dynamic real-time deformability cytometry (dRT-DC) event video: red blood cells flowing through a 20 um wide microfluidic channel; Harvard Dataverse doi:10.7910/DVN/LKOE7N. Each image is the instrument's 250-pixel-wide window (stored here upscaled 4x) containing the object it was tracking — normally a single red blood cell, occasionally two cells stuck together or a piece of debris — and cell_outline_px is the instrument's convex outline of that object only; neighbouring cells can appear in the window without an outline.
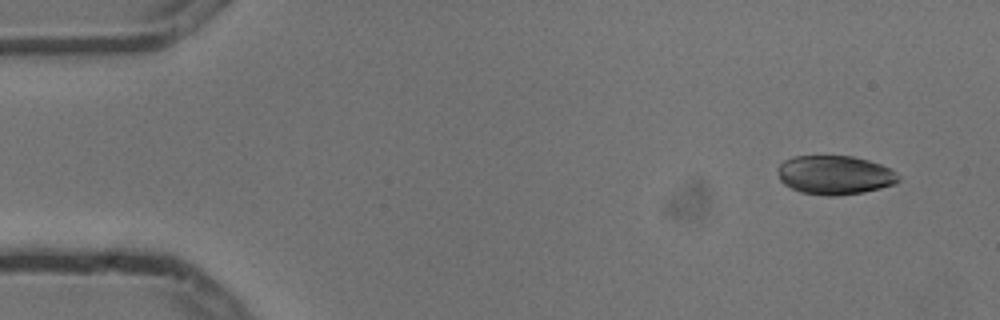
{"species": "common noctule bat (a hibernating species)", "species_latin": "Nyctalus noctula", "temperature_condition": "cold", "stored_images_in_passage": 6, "camera_frame_rate_fps": 3000, "um_per_image_px": 0.085, "animal": {"sex": "male", "body_mass_g": 13.3}, "frame": {"image": 1, "passage_image": 1, "time_ms": 0.0, "image_size_px": [1000, 320], "cell_outline_px": [[900, 180], [896, 184], [864, 192], [836, 196], [828, 196], [800, 192], [784, 184], [780, 180], [776, 168], [784, 160], [792, 156], [852, 156], [868, 160], [880, 164], [896, 172], [900, 176]], "centroid_in_image_um": [70.95, 14.88], "position_along_channel_um": 14.1, "area_um2": 27.57}}
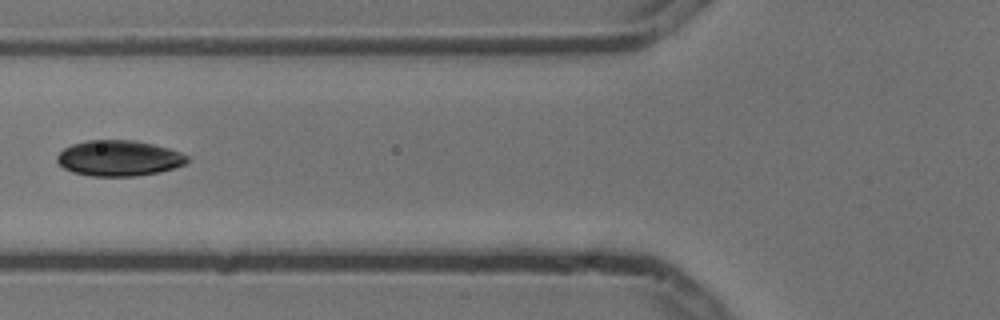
{"frame": {"image": 2, "passage_image": 5, "time_ms": 1.333, "image_size_px": [1000, 320], "cell_outline_px": [[188, 160], [184, 164], [160, 172], [136, 176], [92, 176], [72, 172], [64, 168], [56, 160], [56, 156], [64, 148], [72, 144], [88, 140], [132, 140], [152, 144], [168, 148], [180, 152], [188, 156]], "centroid_in_image_um": [10.08, 13.45], "position_along_channel_um": 115.7, "area_um2": 26.93}}
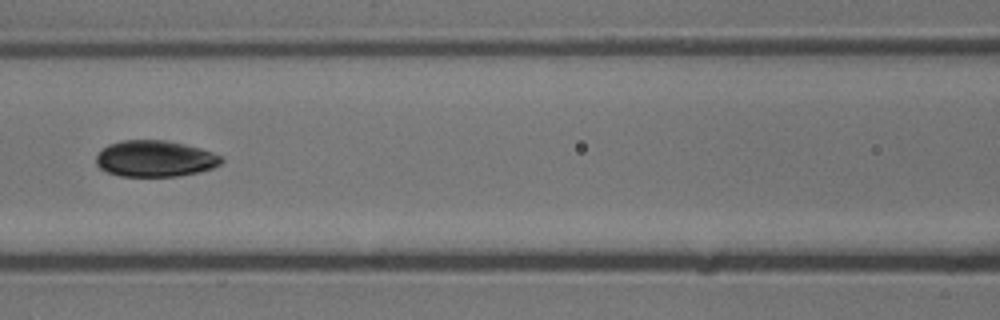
{"frame": {"image": 3, "passage_image": 6, "time_ms": 1.667, "image_size_px": [1000, 320], "cell_outline_px": [[224, 160], [220, 164], [212, 168], [200, 172], [180, 176], [120, 176], [108, 172], [100, 168], [96, 164], [96, 156], [108, 144], [120, 140], [164, 140], [184, 144], [200, 148], [224, 156]], "centroid_in_image_um": [13.2, 13.48], "position_along_channel_um": 153.4, "area_um2": 26.59}}